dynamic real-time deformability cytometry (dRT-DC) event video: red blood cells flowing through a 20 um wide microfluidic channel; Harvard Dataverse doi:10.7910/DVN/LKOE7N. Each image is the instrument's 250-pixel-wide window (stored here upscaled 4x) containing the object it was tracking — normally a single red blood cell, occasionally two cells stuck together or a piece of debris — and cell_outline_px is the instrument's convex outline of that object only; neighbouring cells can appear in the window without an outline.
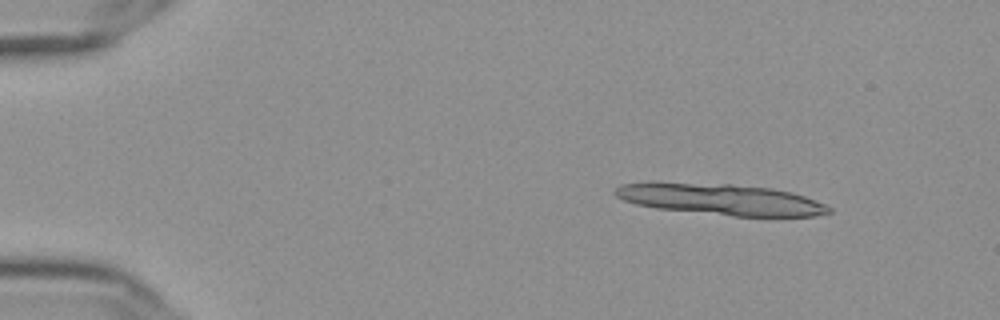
{"species": "Egyptian fruit bat (a non-hibernating species)", "species_latin": "Rousettus aegyptiacus", "temperature_condition": "cold", "stored_images_in_passage": 10, "camera_frame_rate_fps": 3000, "um_per_image_px": 0.085, "frame": {"image": 1, "passage_image": 1, "time_ms": 0.0, "image_size_px": [1000, 320], "cell_outline_px": [[832, 212], [812, 216], [732, 216], [656, 208], [636, 204], [624, 200], [616, 196], [612, 192], [620, 184], [732, 184], [772, 188], [804, 196], [824, 204], [832, 208]], "centroid_in_image_um": [61.33, 16.97], "position_along_channel_um": 23.7, "area_um2": 37.8}}